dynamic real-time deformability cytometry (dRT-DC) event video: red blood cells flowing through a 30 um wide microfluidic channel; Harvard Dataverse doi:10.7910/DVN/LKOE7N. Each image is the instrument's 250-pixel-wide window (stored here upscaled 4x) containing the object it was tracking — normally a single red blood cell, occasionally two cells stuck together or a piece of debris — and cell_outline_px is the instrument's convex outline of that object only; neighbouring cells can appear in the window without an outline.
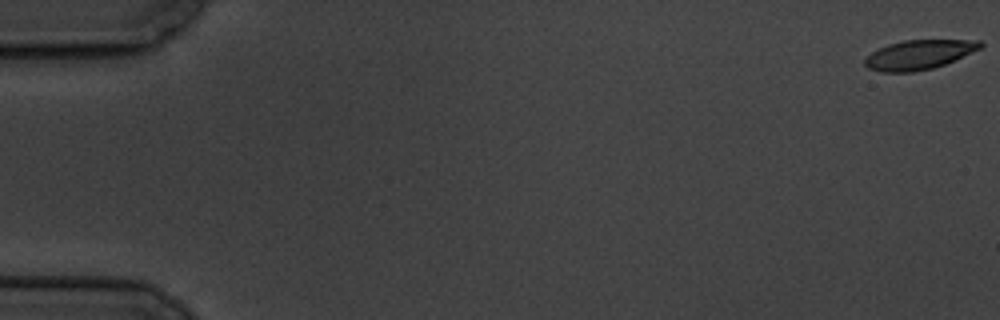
{"species": "common noctule bat (a hibernating species)", "species_latin": "Nyctalus noctula", "temperature_condition": "cold", "stored_images_in_passage": 13, "camera_frame_rate_fps": 3000, "um_per_image_px": 0.085, "animal": {"sex": "male", "body_mass_g": 19.5, "forearm_length_mm": 54.6}, "frame": {"image": 1, "passage_image": 1, "time_ms": 0.0, "image_size_px": [1000, 320], "cell_outline_px": [[984, 44], [980, 48], [944, 64], [932, 68], [912, 72], [880, 72], [868, 68], [864, 64], [864, 60], [872, 52], [888, 44], [904, 40], [980, 40]], "centroid_in_image_um": [78.08, 4.65], "position_along_channel_um": 6.9, "area_um2": 19.54}}
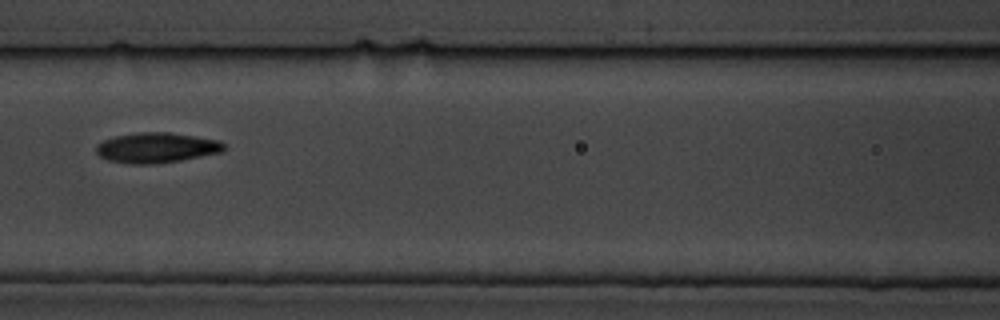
{"frame": {"image": 2, "passage_image": 8, "time_ms": 9.0, "image_size_px": [1000, 320], "cell_outline_px": [[224, 148], [220, 152], [180, 160], [156, 164], [128, 164], [108, 160], [100, 156], [96, 152], [96, 144], [104, 140], [116, 136], [140, 132], [172, 132], [220, 140], [224, 144]], "centroid_in_image_um": [13.28, 12.55], "position_along_channel_um": 153.3, "area_um2": 22.48}}
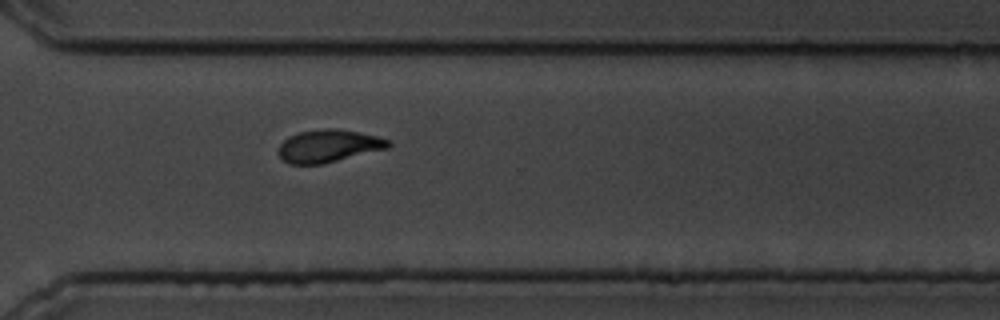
{"frame": {"image": 3, "passage_image": 13, "time_ms": 14.667, "image_size_px": [1000, 320], "cell_outline_px": [[392, 144], [388, 148], [324, 164], [288, 164], [276, 152], [280, 144], [288, 136], [300, 132], [324, 128], [336, 128], [376, 136], [392, 140]], "centroid_in_image_um": [27.92, 12.41], "position_along_channel_um": 342.7, "area_um2": 20.98}}